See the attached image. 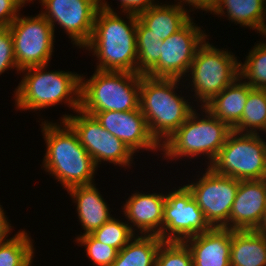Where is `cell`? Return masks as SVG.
<instances>
[{"instance_id": "e0dca14e", "label": "cell", "mask_w": 266, "mask_h": 266, "mask_svg": "<svg viewBox=\"0 0 266 266\" xmlns=\"http://www.w3.org/2000/svg\"><path fill=\"white\" fill-rule=\"evenodd\" d=\"M127 199L121 212H123L124 219L126 218L132 232L135 235L160 236L166 193L145 194V192L135 191Z\"/></svg>"}, {"instance_id": "52a82bcc", "label": "cell", "mask_w": 266, "mask_h": 266, "mask_svg": "<svg viewBox=\"0 0 266 266\" xmlns=\"http://www.w3.org/2000/svg\"><path fill=\"white\" fill-rule=\"evenodd\" d=\"M240 62L228 49L216 48L205 40L197 49L186 75L189 85L185 89L192 87V96L197 99L193 101L203 107L240 76Z\"/></svg>"}, {"instance_id": "8fae6325", "label": "cell", "mask_w": 266, "mask_h": 266, "mask_svg": "<svg viewBox=\"0 0 266 266\" xmlns=\"http://www.w3.org/2000/svg\"><path fill=\"white\" fill-rule=\"evenodd\" d=\"M195 24L192 17L180 30L162 41L160 59L145 75L186 79L197 49L210 36Z\"/></svg>"}, {"instance_id": "4316f807", "label": "cell", "mask_w": 266, "mask_h": 266, "mask_svg": "<svg viewBox=\"0 0 266 266\" xmlns=\"http://www.w3.org/2000/svg\"><path fill=\"white\" fill-rule=\"evenodd\" d=\"M239 68L240 77L252 88L266 89V40L254 44Z\"/></svg>"}, {"instance_id": "2e32d148", "label": "cell", "mask_w": 266, "mask_h": 266, "mask_svg": "<svg viewBox=\"0 0 266 266\" xmlns=\"http://www.w3.org/2000/svg\"><path fill=\"white\" fill-rule=\"evenodd\" d=\"M266 207V179L242 180L236 192L229 222L231 230H255Z\"/></svg>"}, {"instance_id": "d590c367", "label": "cell", "mask_w": 266, "mask_h": 266, "mask_svg": "<svg viewBox=\"0 0 266 266\" xmlns=\"http://www.w3.org/2000/svg\"><path fill=\"white\" fill-rule=\"evenodd\" d=\"M5 213L2 205H0V246L9 239L8 234H10L13 229L11 223H9L10 220Z\"/></svg>"}, {"instance_id": "7a4b0ae2", "label": "cell", "mask_w": 266, "mask_h": 266, "mask_svg": "<svg viewBox=\"0 0 266 266\" xmlns=\"http://www.w3.org/2000/svg\"><path fill=\"white\" fill-rule=\"evenodd\" d=\"M41 120L39 125L46 144L42 168L66 191L75 186L95 183L94 175L99 167L80 144L73 128L65 120H60V124Z\"/></svg>"}, {"instance_id": "30bf717a", "label": "cell", "mask_w": 266, "mask_h": 266, "mask_svg": "<svg viewBox=\"0 0 266 266\" xmlns=\"http://www.w3.org/2000/svg\"><path fill=\"white\" fill-rule=\"evenodd\" d=\"M59 119L65 120L77 133L80 144L93 158L97 167L105 161L124 169L133 165L135 154L132 150L104 129L94 116L79 109L75 115L65 113Z\"/></svg>"}, {"instance_id": "f546056e", "label": "cell", "mask_w": 266, "mask_h": 266, "mask_svg": "<svg viewBox=\"0 0 266 266\" xmlns=\"http://www.w3.org/2000/svg\"><path fill=\"white\" fill-rule=\"evenodd\" d=\"M155 266H193L190 249L184 242L164 241L158 250Z\"/></svg>"}, {"instance_id": "836d02e7", "label": "cell", "mask_w": 266, "mask_h": 266, "mask_svg": "<svg viewBox=\"0 0 266 266\" xmlns=\"http://www.w3.org/2000/svg\"><path fill=\"white\" fill-rule=\"evenodd\" d=\"M21 8L12 0H0V27H9Z\"/></svg>"}, {"instance_id": "5b68a950", "label": "cell", "mask_w": 266, "mask_h": 266, "mask_svg": "<svg viewBox=\"0 0 266 266\" xmlns=\"http://www.w3.org/2000/svg\"><path fill=\"white\" fill-rule=\"evenodd\" d=\"M200 109L201 114L195 109L187 120L161 144L160 152L164 155L162 158L178 161L182 157L193 159L204 155L209 160L205 161L207 166L212 163L232 129L205 108H198Z\"/></svg>"}, {"instance_id": "5bb4252c", "label": "cell", "mask_w": 266, "mask_h": 266, "mask_svg": "<svg viewBox=\"0 0 266 266\" xmlns=\"http://www.w3.org/2000/svg\"><path fill=\"white\" fill-rule=\"evenodd\" d=\"M41 14L55 32V24L68 35L73 46L83 48L90 40L95 17L100 9L99 0H38Z\"/></svg>"}, {"instance_id": "ac0fdd59", "label": "cell", "mask_w": 266, "mask_h": 266, "mask_svg": "<svg viewBox=\"0 0 266 266\" xmlns=\"http://www.w3.org/2000/svg\"><path fill=\"white\" fill-rule=\"evenodd\" d=\"M183 242L190 249L193 266H230L231 229L211 228Z\"/></svg>"}, {"instance_id": "8d00e7d4", "label": "cell", "mask_w": 266, "mask_h": 266, "mask_svg": "<svg viewBox=\"0 0 266 266\" xmlns=\"http://www.w3.org/2000/svg\"><path fill=\"white\" fill-rule=\"evenodd\" d=\"M254 231L266 237V207L262 215L261 221Z\"/></svg>"}, {"instance_id": "8992f818", "label": "cell", "mask_w": 266, "mask_h": 266, "mask_svg": "<svg viewBox=\"0 0 266 266\" xmlns=\"http://www.w3.org/2000/svg\"><path fill=\"white\" fill-rule=\"evenodd\" d=\"M142 75L97 69L90 78L80 75V110L125 112L139 109Z\"/></svg>"}, {"instance_id": "4dcf8cb0", "label": "cell", "mask_w": 266, "mask_h": 266, "mask_svg": "<svg viewBox=\"0 0 266 266\" xmlns=\"http://www.w3.org/2000/svg\"><path fill=\"white\" fill-rule=\"evenodd\" d=\"M78 246H84L86 256L95 266H111L117 257L118 250L97 241L91 234L75 237Z\"/></svg>"}, {"instance_id": "74e56055", "label": "cell", "mask_w": 266, "mask_h": 266, "mask_svg": "<svg viewBox=\"0 0 266 266\" xmlns=\"http://www.w3.org/2000/svg\"><path fill=\"white\" fill-rule=\"evenodd\" d=\"M12 1H14L21 8V7H24L28 2L34 3L35 0L34 1L33 0H12Z\"/></svg>"}, {"instance_id": "484cf974", "label": "cell", "mask_w": 266, "mask_h": 266, "mask_svg": "<svg viewBox=\"0 0 266 266\" xmlns=\"http://www.w3.org/2000/svg\"><path fill=\"white\" fill-rule=\"evenodd\" d=\"M31 235L19 230L0 246V266H32L35 257Z\"/></svg>"}, {"instance_id": "9a60e30c", "label": "cell", "mask_w": 266, "mask_h": 266, "mask_svg": "<svg viewBox=\"0 0 266 266\" xmlns=\"http://www.w3.org/2000/svg\"><path fill=\"white\" fill-rule=\"evenodd\" d=\"M84 113L94 116L104 129L125 143L134 154L139 150L161 151V145L151 135L140 108L125 112Z\"/></svg>"}, {"instance_id": "e575fe53", "label": "cell", "mask_w": 266, "mask_h": 266, "mask_svg": "<svg viewBox=\"0 0 266 266\" xmlns=\"http://www.w3.org/2000/svg\"><path fill=\"white\" fill-rule=\"evenodd\" d=\"M176 4H178L184 11H187L188 13L191 12L190 9H192V12L194 11L193 9L197 10L199 9L200 11H207L206 13L212 14L216 8L217 1L218 0H174ZM187 2V3H186ZM189 5V10L188 8H185L186 6ZM193 7V8H192Z\"/></svg>"}, {"instance_id": "d6986e66", "label": "cell", "mask_w": 266, "mask_h": 266, "mask_svg": "<svg viewBox=\"0 0 266 266\" xmlns=\"http://www.w3.org/2000/svg\"><path fill=\"white\" fill-rule=\"evenodd\" d=\"M97 186L92 184L79 185L67 190L73 203H76V212L84 230L78 236L92 234L102 227L113 215L111 214L108 202L101 195Z\"/></svg>"}, {"instance_id": "ba28073f", "label": "cell", "mask_w": 266, "mask_h": 266, "mask_svg": "<svg viewBox=\"0 0 266 266\" xmlns=\"http://www.w3.org/2000/svg\"><path fill=\"white\" fill-rule=\"evenodd\" d=\"M208 167L240 181L266 179L265 139L259 134L232 130Z\"/></svg>"}, {"instance_id": "3957f363", "label": "cell", "mask_w": 266, "mask_h": 266, "mask_svg": "<svg viewBox=\"0 0 266 266\" xmlns=\"http://www.w3.org/2000/svg\"><path fill=\"white\" fill-rule=\"evenodd\" d=\"M180 80L147 75L141 78L139 108L151 135L160 145L187 120L196 107L189 102L193 99H186L188 95L184 97L182 92L180 95L176 92L179 84L184 87L186 81Z\"/></svg>"}, {"instance_id": "1f68e13d", "label": "cell", "mask_w": 266, "mask_h": 266, "mask_svg": "<svg viewBox=\"0 0 266 266\" xmlns=\"http://www.w3.org/2000/svg\"><path fill=\"white\" fill-rule=\"evenodd\" d=\"M11 69L20 72L15 61L13 39L9 27H0V75Z\"/></svg>"}, {"instance_id": "83f0119b", "label": "cell", "mask_w": 266, "mask_h": 266, "mask_svg": "<svg viewBox=\"0 0 266 266\" xmlns=\"http://www.w3.org/2000/svg\"><path fill=\"white\" fill-rule=\"evenodd\" d=\"M97 241L120 251L135 234L129 224L120 219L111 217L105 224L91 234Z\"/></svg>"}, {"instance_id": "603a6c76", "label": "cell", "mask_w": 266, "mask_h": 266, "mask_svg": "<svg viewBox=\"0 0 266 266\" xmlns=\"http://www.w3.org/2000/svg\"><path fill=\"white\" fill-rule=\"evenodd\" d=\"M230 266H266V237L254 230H232Z\"/></svg>"}, {"instance_id": "cb8c5ba5", "label": "cell", "mask_w": 266, "mask_h": 266, "mask_svg": "<svg viewBox=\"0 0 266 266\" xmlns=\"http://www.w3.org/2000/svg\"><path fill=\"white\" fill-rule=\"evenodd\" d=\"M164 241L156 235H135L120 251L111 266H155Z\"/></svg>"}, {"instance_id": "f1b7e54d", "label": "cell", "mask_w": 266, "mask_h": 266, "mask_svg": "<svg viewBox=\"0 0 266 266\" xmlns=\"http://www.w3.org/2000/svg\"><path fill=\"white\" fill-rule=\"evenodd\" d=\"M162 45L152 34H136L137 73L145 75L159 61Z\"/></svg>"}, {"instance_id": "7402d4cb", "label": "cell", "mask_w": 266, "mask_h": 266, "mask_svg": "<svg viewBox=\"0 0 266 266\" xmlns=\"http://www.w3.org/2000/svg\"><path fill=\"white\" fill-rule=\"evenodd\" d=\"M212 14L265 35L266 0H218Z\"/></svg>"}, {"instance_id": "4fadbf2b", "label": "cell", "mask_w": 266, "mask_h": 266, "mask_svg": "<svg viewBox=\"0 0 266 266\" xmlns=\"http://www.w3.org/2000/svg\"><path fill=\"white\" fill-rule=\"evenodd\" d=\"M166 192L162 232L163 241H179L209 231L212 227L205 220L202 210L186 185Z\"/></svg>"}, {"instance_id": "9c48e42d", "label": "cell", "mask_w": 266, "mask_h": 266, "mask_svg": "<svg viewBox=\"0 0 266 266\" xmlns=\"http://www.w3.org/2000/svg\"><path fill=\"white\" fill-rule=\"evenodd\" d=\"M9 29L19 71L50 63L55 49V33L41 13L30 17L19 13Z\"/></svg>"}, {"instance_id": "d4e9b609", "label": "cell", "mask_w": 266, "mask_h": 266, "mask_svg": "<svg viewBox=\"0 0 266 266\" xmlns=\"http://www.w3.org/2000/svg\"><path fill=\"white\" fill-rule=\"evenodd\" d=\"M232 130L239 133L266 134V89L249 90L241 121Z\"/></svg>"}, {"instance_id": "44dd1931", "label": "cell", "mask_w": 266, "mask_h": 266, "mask_svg": "<svg viewBox=\"0 0 266 266\" xmlns=\"http://www.w3.org/2000/svg\"><path fill=\"white\" fill-rule=\"evenodd\" d=\"M252 87L240 76L203 108L233 129L240 121Z\"/></svg>"}, {"instance_id": "f35d334b", "label": "cell", "mask_w": 266, "mask_h": 266, "mask_svg": "<svg viewBox=\"0 0 266 266\" xmlns=\"http://www.w3.org/2000/svg\"><path fill=\"white\" fill-rule=\"evenodd\" d=\"M265 35H266V19H265Z\"/></svg>"}, {"instance_id": "d6a6232c", "label": "cell", "mask_w": 266, "mask_h": 266, "mask_svg": "<svg viewBox=\"0 0 266 266\" xmlns=\"http://www.w3.org/2000/svg\"><path fill=\"white\" fill-rule=\"evenodd\" d=\"M120 1L121 13H128L138 16L140 13L147 11L155 6L159 1L157 0H118Z\"/></svg>"}, {"instance_id": "ffe728a7", "label": "cell", "mask_w": 266, "mask_h": 266, "mask_svg": "<svg viewBox=\"0 0 266 266\" xmlns=\"http://www.w3.org/2000/svg\"><path fill=\"white\" fill-rule=\"evenodd\" d=\"M159 2L137 17L136 34H152L162 41L180 30L191 18L178 4Z\"/></svg>"}, {"instance_id": "277c9868", "label": "cell", "mask_w": 266, "mask_h": 266, "mask_svg": "<svg viewBox=\"0 0 266 266\" xmlns=\"http://www.w3.org/2000/svg\"><path fill=\"white\" fill-rule=\"evenodd\" d=\"M47 66L30 67L19 72L24 76L13 94L15 108L36 112L64 103L75 113L80 109L81 74L64 70L48 71Z\"/></svg>"}, {"instance_id": "6da1fadb", "label": "cell", "mask_w": 266, "mask_h": 266, "mask_svg": "<svg viewBox=\"0 0 266 266\" xmlns=\"http://www.w3.org/2000/svg\"><path fill=\"white\" fill-rule=\"evenodd\" d=\"M105 0H99L93 32L83 47L98 60L100 71L137 73L136 28L138 17L125 13L124 20Z\"/></svg>"}, {"instance_id": "7c38bea8", "label": "cell", "mask_w": 266, "mask_h": 266, "mask_svg": "<svg viewBox=\"0 0 266 266\" xmlns=\"http://www.w3.org/2000/svg\"><path fill=\"white\" fill-rule=\"evenodd\" d=\"M206 167L205 173H199L198 179L188 182L186 186L192 192L208 224L212 228H223L229 222L240 180L217 174Z\"/></svg>"}]
</instances>
